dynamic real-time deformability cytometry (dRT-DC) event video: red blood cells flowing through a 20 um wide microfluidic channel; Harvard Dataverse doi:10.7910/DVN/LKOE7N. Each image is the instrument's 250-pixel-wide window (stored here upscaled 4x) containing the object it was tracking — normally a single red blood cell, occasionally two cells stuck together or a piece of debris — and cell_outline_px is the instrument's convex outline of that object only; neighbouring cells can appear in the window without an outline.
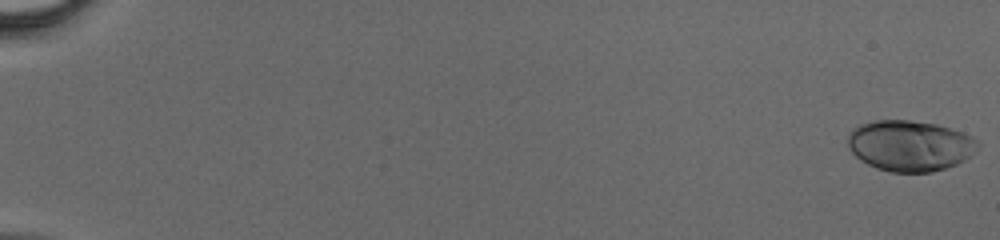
{"species": "human", "species_latin": "Homo sapiens", "temperature_condition": "cold", "stored_images_in_passage": 48, "camera_frame_rate_fps": 3000, "um_per_image_px": 0.085, "donor": {"sex": "male"}, "frame": {"image": 1, "passage_image": 1, "time_ms": 0.0, "image_size_px": [1000, 240], "cell_outline_px": [[980, 148], [976, 152], [964, 160], [956, 164], [932, 172], [892, 172], [876, 168], [860, 160], [848, 148], [848, 136], [852, 128], [860, 124], [876, 120], [908, 120], [936, 124], [964, 132], [980, 140]], "centroid_in_image_um": [77.37, 12.38], "position_along_channel_um": 7.6, "area_um2": 38.78}}
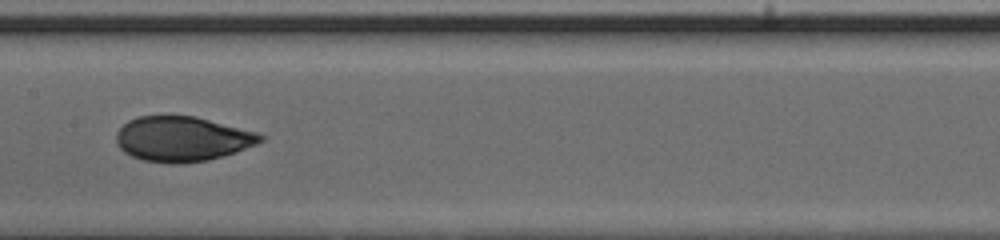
{"frame": {"image": 2, "passage_image": 27, "time_ms": 8.667, "image_size_px": [1000, 240], "cell_outline_px": [[264, 140], [256, 144], [236, 152], [208, 160], [172, 164], [168, 164], [144, 160], [132, 156], [124, 152], [116, 144], [116, 132], [128, 120], [136, 116], [196, 116], [256, 132], [264, 136]], "centroid_in_image_um": [15.47, 11.81], "position_along_channel_um": 191.9, "area_um2": 37.74}}
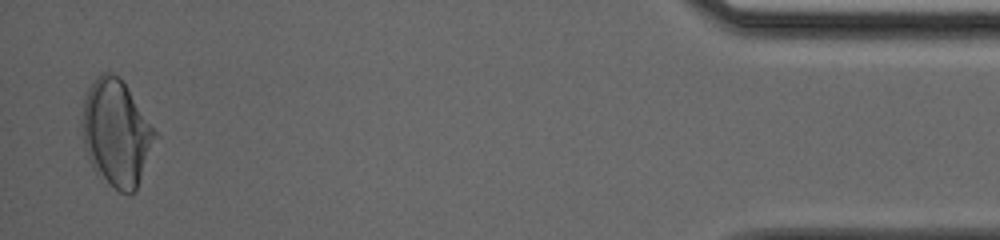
{"frame": {"image": 3, "passage_image": 47, "time_ms": 15.333, "image_size_px": [1000, 240], "cell_outline_px": [[160, 136], [136, 192], [120, 192], [96, 172], [92, 168], [84, 144], [80, 124], [84, 96], [88, 88], [96, 76], [100, 72], [112, 72], [120, 76]], "centroid_in_image_um": [9.92, 11.28], "position_along_channel_um": 425.3, "area_um2": 46.12}}